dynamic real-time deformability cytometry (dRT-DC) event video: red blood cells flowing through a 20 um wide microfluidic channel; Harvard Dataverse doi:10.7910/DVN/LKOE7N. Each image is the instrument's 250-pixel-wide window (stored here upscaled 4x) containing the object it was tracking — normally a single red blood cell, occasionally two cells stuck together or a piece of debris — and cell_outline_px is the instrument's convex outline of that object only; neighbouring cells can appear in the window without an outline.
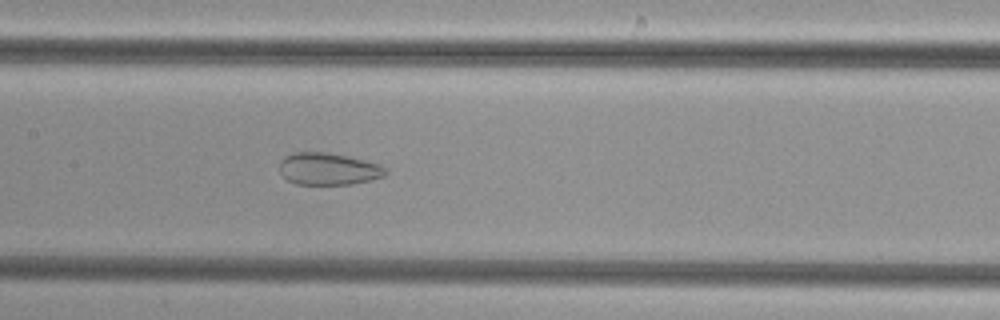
{"species": "common noctule bat (a hibernating species)", "species_latin": "Nyctalus noctula", "temperature_condition": "cold", "stored_images_in_passage": 47, "camera_frame_rate_fps": 3000, "um_per_image_px": 0.085, "animal": {"sex": "female", "body_mass_g": 29.2, "forearm_length_mm": 56.3}, "frame": {"image": 1, "passage_image": 25, "time_ms": 8.0, "image_size_px": [1000, 320], "cell_outline_px": [[388, 172], [384, 176], [352, 184], [296, 184], [288, 180], [280, 172], [280, 160], [284, 156], [296, 152], [328, 152], [348, 156], [380, 164]], "centroid_in_image_um": [27.9, 14.35], "position_along_channel_um": 179.5, "area_um2": 19.77}}
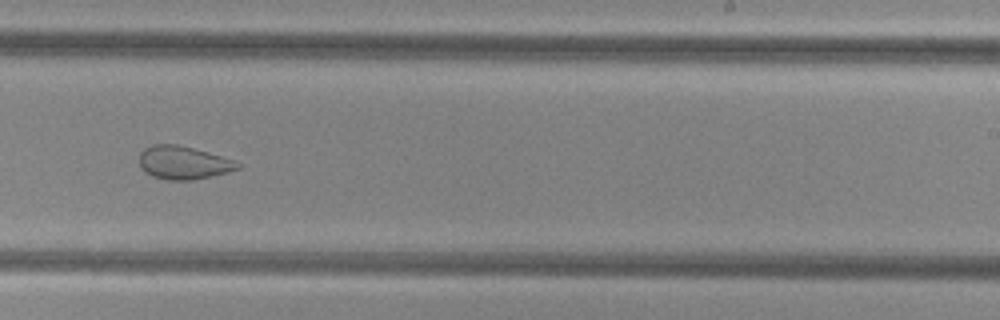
{"frame": {"image": 2, "passage_image": 32, "time_ms": 10.333, "image_size_px": [1000, 320], "cell_outline_px": [[240, 168], [228, 172], [212, 176], [192, 180], [164, 180], [152, 176], [144, 172], [140, 168], [140, 152], [144, 148], [152, 144], [176, 144], [192, 148], [220, 156], [232, 160], [240, 164]], "centroid_in_image_um": [15.53, 13.84], "position_along_channel_um": 273.5, "area_um2": 18.96}}
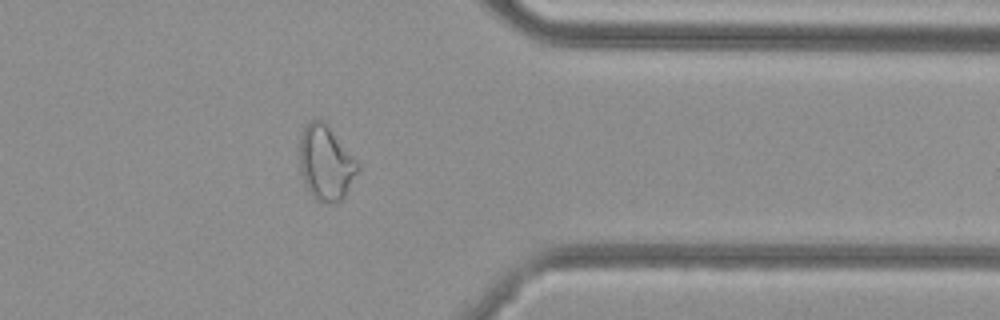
{"frame": {"image": 3, "passage_image": 41, "time_ms": 13.333, "image_size_px": [1000, 320], "cell_outline_px": [[360, 168], [344, 196], [340, 200], [332, 204], [324, 204], [316, 200], [312, 196], [304, 184], [300, 172], [300, 136], [308, 120], [316, 116], [324, 120], [360, 164]], "centroid_in_image_um": [27.68, 13.82], "position_along_channel_um": 383.7, "area_um2": 25.78}}